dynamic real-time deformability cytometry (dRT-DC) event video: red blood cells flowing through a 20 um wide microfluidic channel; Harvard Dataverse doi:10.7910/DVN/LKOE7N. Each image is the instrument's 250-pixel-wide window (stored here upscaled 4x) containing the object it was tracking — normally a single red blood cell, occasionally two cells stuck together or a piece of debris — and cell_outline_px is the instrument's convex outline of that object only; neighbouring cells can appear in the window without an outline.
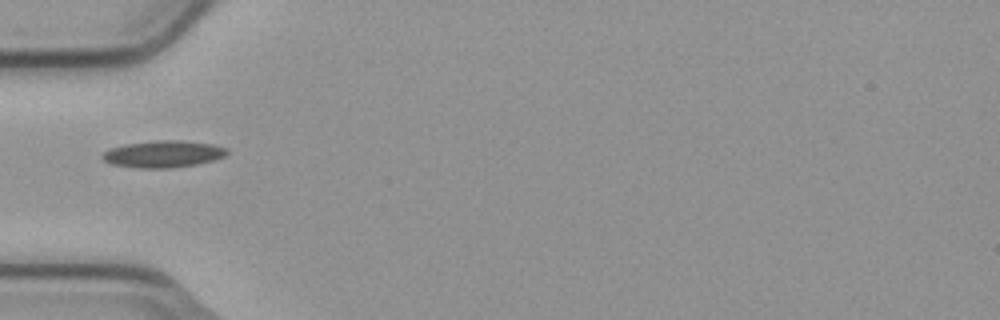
{"species": "common noctule bat (a hibernating species)", "species_latin": "Nyctalus noctula", "temperature_condition": "cold", "stored_images_in_passage": 1, "camera_frame_rate_fps": 3000, "um_per_image_px": 0.085, "animal": {"sex": "male", "body_mass_g": 23.1, "forearm_length_mm": 52.7}, "frame": {"image": 1, "passage_image": 1, "time_ms": 0.0, "image_size_px": [1000, 320], "cell_outline_px": [[228, 152], [224, 156], [212, 160], [196, 164], [172, 168], [140, 168], [112, 164], [104, 160], [100, 156], [104, 152], [112, 148], [124, 144], [156, 140], [180, 140], [212, 144], [228, 148]], "centroid_in_image_um": [13.87, 13.09], "position_along_channel_um": 71.1, "area_um2": 19.42}}